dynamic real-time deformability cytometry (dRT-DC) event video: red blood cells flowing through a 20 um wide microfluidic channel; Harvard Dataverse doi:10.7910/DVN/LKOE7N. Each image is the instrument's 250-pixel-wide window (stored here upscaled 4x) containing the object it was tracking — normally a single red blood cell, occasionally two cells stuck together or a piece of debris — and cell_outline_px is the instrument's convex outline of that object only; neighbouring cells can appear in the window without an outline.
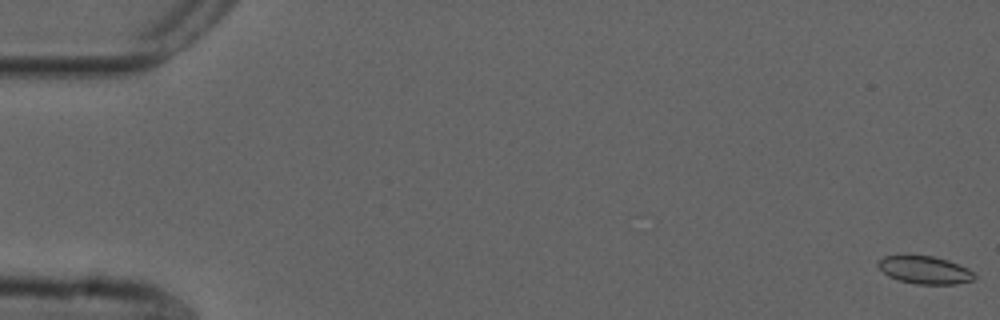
{"species": "common noctule bat (a hibernating species)", "species_latin": "Nyctalus noctula", "temperature_condition": "cold", "stored_images_in_passage": 57, "camera_frame_rate_fps": 3000, "um_per_image_px": 0.085, "animal": {"sex": "male", "forearm_length_mm": 52.5}, "frame": {"image": 1, "passage_image": 1, "time_ms": 0.0, "image_size_px": [1000, 320], "cell_outline_px": [[976, 276], [972, 280], [956, 284], [916, 284], [900, 280], [888, 276], [876, 264], [884, 256], [904, 252], [908, 252], [932, 256], [948, 260], [968, 268]], "centroid_in_image_um": [78.55, 22.89], "position_along_channel_um": 6.5, "area_um2": 16.07}}
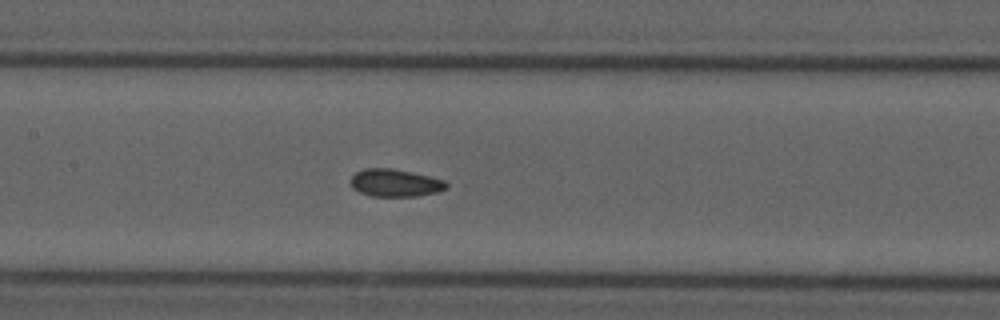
{"frame": {"image": 2, "passage_image": 27, "time_ms": 8.667, "image_size_px": [1000, 320], "cell_outline_px": [[452, 184], [448, 188], [436, 192], [416, 196], [372, 196], [360, 192], [352, 188], [352, 176], [356, 172], [364, 168], [392, 168], [428, 176], [444, 180]], "centroid_in_image_um": [33.62, 15.54], "position_along_channel_um": 173.8, "area_um2": 15.32}}
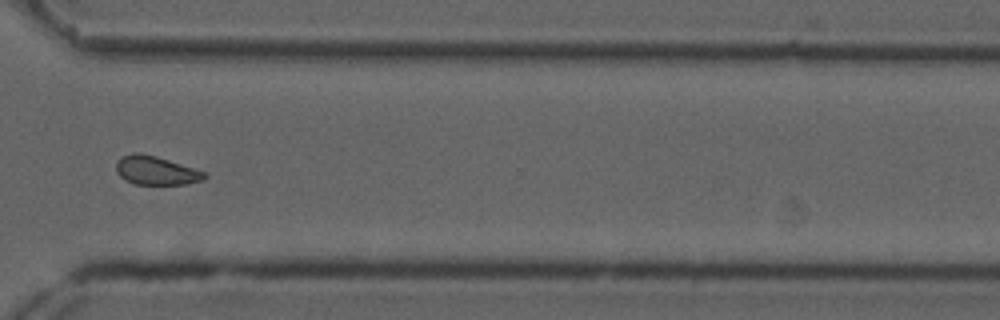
{"frame": {"image": 3, "passage_image": 42, "time_ms": 13.667, "image_size_px": [1000, 320], "cell_outline_px": [[208, 176], [204, 180], [188, 184], [136, 184], [124, 180], [116, 172], [116, 160], [120, 156], [132, 152], [140, 152], [156, 156], [208, 172]], "centroid_in_image_um": [13.27, 14.48], "position_along_channel_um": 357.3, "area_um2": 15.14}, "authors_computed_cell_mechanics": {"area_um2": 15.606, "velocity_mm_per_s": 3.6734, "shape_relaxation_time_tau1_ms": null, "shape_relaxation_time_tau2_ms": 2.0327, "deformation_change_tau1": null, "deformation_change_tau2": 0.073}}